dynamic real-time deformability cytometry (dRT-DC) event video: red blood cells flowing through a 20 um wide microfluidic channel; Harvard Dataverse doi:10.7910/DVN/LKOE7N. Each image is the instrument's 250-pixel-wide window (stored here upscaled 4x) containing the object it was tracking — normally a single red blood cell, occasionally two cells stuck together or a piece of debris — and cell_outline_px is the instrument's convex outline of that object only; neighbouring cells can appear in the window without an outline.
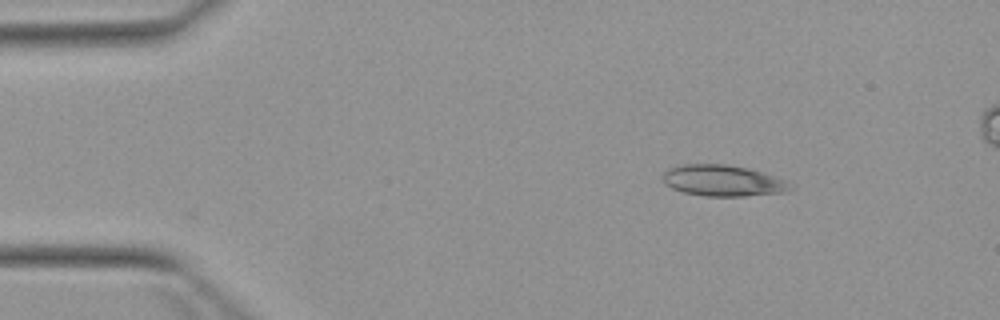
{"species": "Egyptian fruit bat (a non-hibernating species)", "species_latin": "Rousettus aegyptiacus", "temperature_condition": "warm", "stored_images_in_passage": 5, "camera_frame_rate_fps": 3000, "um_per_image_px": 0.085, "animal": {"sex": "female"}, "frame": {"image": 1, "passage_image": 2, "time_ms": 1.333, "image_size_px": [1000, 320], "cell_outline_px": [[796, 188], [784, 192], [744, 196], [704, 196], [684, 192], [672, 188], [664, 184], [664, 172], [668, 168], [680, 164], [728, 164], [748, 168], [784, 180]], "centroid_in_image_um": [61.42, 15.35], "position_along_channel_um": 23.6, "area_um2": 23.06}}